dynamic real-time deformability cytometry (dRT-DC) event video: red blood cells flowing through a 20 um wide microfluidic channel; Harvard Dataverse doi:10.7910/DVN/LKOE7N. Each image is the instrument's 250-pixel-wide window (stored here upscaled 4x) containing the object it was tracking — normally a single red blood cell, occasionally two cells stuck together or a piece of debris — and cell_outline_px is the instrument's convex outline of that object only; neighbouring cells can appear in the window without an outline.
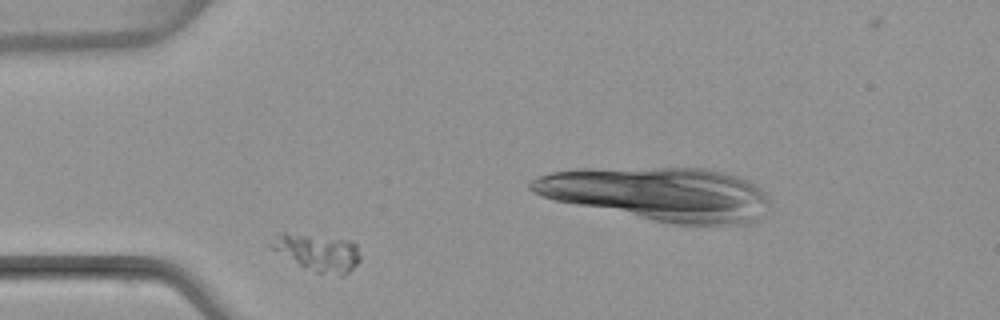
{"species": "common noctule bat (a hibernating species)", "species_latin": "Nyctalus noctula", "temperature_condition": "warm", "stored_images_in_passage": 3, "camera_frame_rate_fps": 3000, "um_per_image_px": 0.085, "animal": {"sex": "female", "body_mass_g": 22.7, "forearm_length_mm": 54.2}, "frame": {"image": 1, "passage_image": 2, "time_ms": 2.0, "image_size_px": [1000, 320], "cell_outline_px": [[360, 260], [344, 276], [340, 276], [316, 272], [304, 268], [272, 248], [272, 244], [280, 232], [284, 232], [352, 240], [356, 244], [360, 256]], "centroid_in_image_um": [27.08, 21.47], "position_along_channel_um": 57.9, "area_um2": 18.9}}